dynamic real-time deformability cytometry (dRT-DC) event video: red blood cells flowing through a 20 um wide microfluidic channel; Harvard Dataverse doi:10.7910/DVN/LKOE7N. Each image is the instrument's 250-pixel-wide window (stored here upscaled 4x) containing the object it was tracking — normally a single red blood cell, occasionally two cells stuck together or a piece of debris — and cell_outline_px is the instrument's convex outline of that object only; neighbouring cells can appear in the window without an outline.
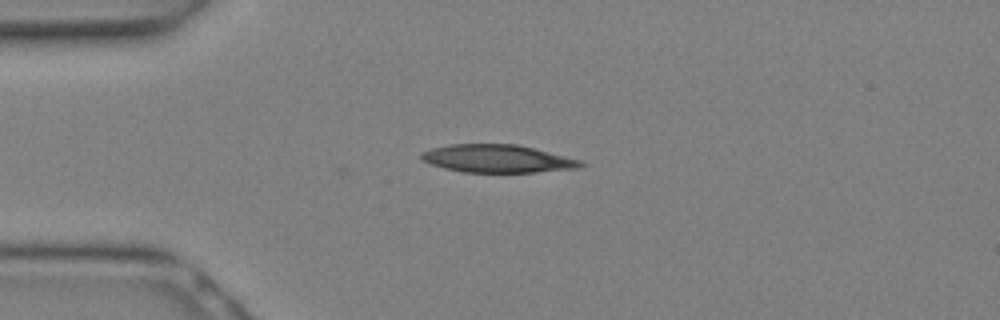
{"species": "Egyptian fruit bat (a non-hibernating species)", "species_latin": "Rousettus aegyptiacus", "temperature_condition": "warm", "stored_images_in_passage": 2, "camera_frame_rate_fps": 3000, "um_per_image_px": 0.085, "animal": {"sex": "female"}, "frame": {"image": 1, "passage_image": 2, "time_ms": 0.333, "image_size_px": [1000, 320], "cell_outline_px": [[588, 164], [580, 168], [536, 172], [464, 172], [444, 168], [420, 160], [420, 152], [432, 148], [452, 144], [516, 144], [580, 160]], "centroid_in_image_um": [42.26, 13.49], "position_along_channel_um": 42.7, "area_um2": 25.78}}